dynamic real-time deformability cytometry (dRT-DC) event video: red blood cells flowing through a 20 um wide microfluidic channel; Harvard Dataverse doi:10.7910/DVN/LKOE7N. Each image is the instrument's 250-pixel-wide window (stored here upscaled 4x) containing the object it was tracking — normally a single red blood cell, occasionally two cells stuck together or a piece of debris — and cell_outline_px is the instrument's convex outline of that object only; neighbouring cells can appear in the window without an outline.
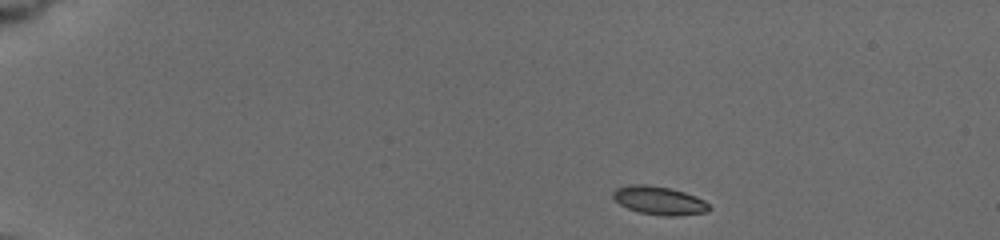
{"species": "common noctule bat (a hibernating species)", "species_latin": "Nyctalus noctula", "temperature_condition": "cold", "stored_images_in_passage": 41, "camera_frame_rate_fps": 3000, "um_per_image_px": 0.085, "animal": {"sex": "female", "body_mass_g": 19.5, "forearm_length_mm": 54.1}, "frame": {"image": 1, "passage_image": 1, "time_ms": 0.0, "image_size_px": [1000, 240], "cell_outline_px": [[712, 208], [708, 212], [676, 216], [664, 216], [640, 212], [628, 208], [620, 204], [612, 196], [612, 192], [616, 188], [628, 184], [648, 184], [672, 188], [696, 196], [704, 200]], "centroid_in_image_um": [56.04, 17.03], "position_along_channel_um": 29.0, "area_um2": 16.07}}
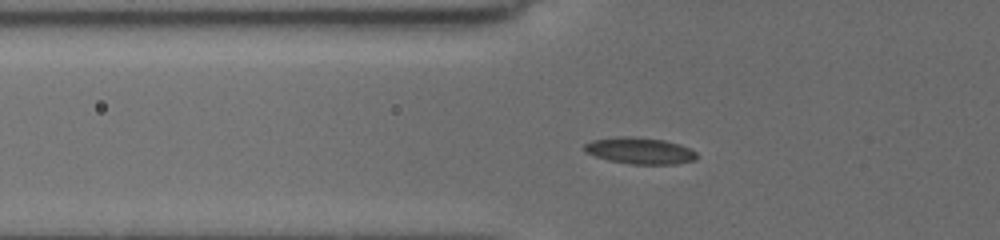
{"frame": {"image": 2, "passage_image": 26, "time_ms": 3.667, "image_size_px": [1000, 240], "cell_outline_px": [[696, 160], [676, 164], [628, 164], [608, 160], [584, 152], [584, 144], [592, 140], [620, 136], [632, 136], [664, 140], [680, 144], [696, 152]], "centroid_in_image_um": [54.37, 12.81], "position_along_channel_um": 71.4, "area_um2": 17.4}}
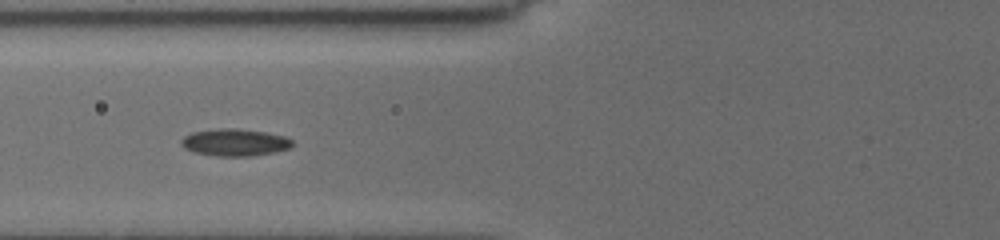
{"frame": {"image": 3, "passage_image": 34, "time_ms": 4.667, "image_size_px": [1000, 240], "cell_outline_px": [[296, 144], [292, 148], [276, 152], [252, 156], [220, 156], [196, 152], [184, 148], [180, 144], [180, 140], [184, 136], [192, 132], [216, 128], [236, 128], [264, 132], [284, 136], [292, 140]], "centroid_in_image_um": [19.99, 12.1], "position_along_channel_um": 105.8, "area_um2": 17.74}}